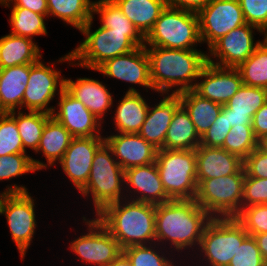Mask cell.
Masks as SVG:
<instances>
[{"instance_id":"obj_35","label":"cell","mask_w":267,"mask_h":266,"mask_svg":"<svg viewBox=\"0 0 267 266\" xmlns=\"http://www.w3.org/2000/svg\"><path fill=\"white\" fill-rule=\"evenodd\" d=\"M237 70L243 85L267 89V47L260 42L254 53Z\"/></svg>"},{"instance_id":"obj_16","label":"cell","mask_w":267,"mask_h":266,"mask_svg":"<svg viewBox=\"0 0 267 266\" xmlns=\"http://www.w3.org/2000/svg\"><path fill=\"white\" fill-rule=\"evenodd\" d=\"M58 91L59 110H54L52 117L61 123L74 138L102 137L100 135L102 122L65 89Z\"/></svg>"},{"instance_id":"obj_7","label":"cell","mask_w":267,"mask_h":266,"mask_svg":"<svg viewBox=\"0 0 267 266\" xmlns=\"http://www.w3.org/2000/svg\"><path fill=\"white\" fill-rule=\"evenodd\" d=\"M156 165L171 200H191L197 194L196 151L158 149Z\"/></svg>"},{"instance_id":"obj_34","label":"cell","mask_w":267,"mask_h":266,"mask_svg":"<svg viewBox=\"0 0 267 266\" xmlns=\"http://www.w3.org/2000/svg\"><path fill=\"white\" fill-rule=\"evenodd\" d=\"M95 13L100 15L102 27L125 33V36H143L113 0L94 1L93 14Z\"/></svg>"},{"instance_id":"obj_44","label":"cell","mask_w":267,"mask_h":266,"mask_svg":"<svg viewBox=\"0 0 267 266\" xmlns=\"http://www.w3.org/2000/svg\"><path fill=\"white\" fill-rule=\"evenodd\" d=\"M244 20L260 31L267 26V0H239Z\"/></svg>"},{"instance_id":"obj_42","label":"cell","mask_w":267,"mask_h":266,"mask_svg":"<svg viewBox=\"0 0 267 266\" xmlns=\"http://www.w3.org/2000/svg\"><path fill=\"white\" fill-rule=\"evenodd\" d=\"M228 266H267L253 236H248L238 248Z\"/></svg>"},{"instance_id":"obj_8","label":"cell","mask_w":267,"mask_h":266,"mask_svg":"<svg viewBox=\"0 0 267 266\" xmlns=\"http://www.w3.org/2000/svg\"><path fill=\"white\" fill-rule=\"evenodd\" d=\"M245 170L203 180L197 188L196 203L212 218L236 217L242 209Z\"/></svg>"},{"instance_id":"obj_18","label":"cell","mask_w":267,"mask_h":266,"mask_svg":"<svg viewBox=\"0 0 267 266\" xmlns=\"http://www.w3.org/2000/svg\"><path fill=\"white\" fill-rule=\"evenodd\" d=\"M104 143L103 137L73 138L58 162L79 191L86 185L94 155Z\"/></svg>"},{"instance_id":"obj_28","label":"cell","mask_w":267,"mask_h":266,"mask_svg":"<svg viewBox=\"0 0 267 266\" xmlns=\"http://www.w3.org/2000/svg\"><path fill=\"white\" fill-rule=\"evenodd\" d=\"M40 58V48L31 38L11 33L0 38V69L33 64Z\"/></svg>"},{"instance_id":"obj_22","label":"cell","mask_w":267,"mask_h":266,"mask_svg":"<svg viewBox=\"0 0 267 266\" xmlns=\"http://www.w3.org/2000/svg\"><path fill=\"white\" fill-rule=\"evenodd\" d=\"M196 151L197 184L210 178L235 174L243 160L223 148L199 146Z\"/></svg>"},{"instance_id":"obj_49","label":"cell","mask_w":267,"mask_h":266,"mask_svg":"<svg viewBox=\"0 0 267 266\" xmlns=\"http://www.w3.org/2000/svg\"><path fill=\"white\" fill-rule=\"evenodd\" d=\"M209 2L210 0H166V5L198 13Z\"/></svg>"},{"instance_id":"obj_43","label":"cell","mask_w":267,"mask_h":266,"mask_svg":"<svg viewBox=\"0 0 267 266\" xmlns=\"http://www.w3.org/2000/svg\"><path fill=\"white\" fill-rule=\"evenodd\" d=\"M267 204V179L248 177L243 183L242 207Z\"/></svg>"},{"instance_id":"obj_10","label":"cell","mask_w":267,"mask_h":266,"mask_svg":"<svg viewBox=\"0 0 267 266\" xmlns=\"http://www.w3.org/2000/svg\"><path fill=\"white\" fill-rule=\"evenodd\" d=\"M88 233L71 242L70 250L78 255L79 260L92 266H108L123 249L105 226L97 219L87 220ZM94 264V265H93Z\"/></svg>"},{"instance_id":"obj_12","label":"cell","mask_w":267,"mask_h":266,"mask_svg":"<svg viewBox=\"0 0 267 266\" xmlns=\"http://www.w3.org/2000/svg\"><path fill=\"white\" fill-rule=\"evenodd\" d=\"M34 201L28 191L8 193L0 208V215L4 214L7 218L12 240L19 250L22 260L31 245L37 225Z\"/></svg>"},{"instance_id":"obj_40","label":"cell","mask_w":267,"mask_h":266,"mask_svg":"<svg viewBox=\"0 0 267 266\" xmlns=\"http://www.w3.org/2000/svg\"><path fill=\"white\" fill-rule=\"evenodd\" d=\"M235 218L243 225L249 236L267 232V204L242 207Z\"/></svg>"},{"instance_id":"obj_9","label":"cell","mask_w":267,"mask_h":266,"mask_svg":"<svg viewBox=\"0 0 267 266\" xmlns=\"http://www.w3.org/2000/svg\"><path fill=\"white\" fill-rule=\"evenodd\" d=\"M249 236L235 218H211L204 228L198 250L209 266H228L241 243Z\"/></svg>"},{"instance_id":"obj_48","label":"cell","mask_w":267,"mask_h":266,"mask_svg":"<svg viewBox=\"0 0 267 266\" xmlns=\"http://www.w3.org/2000/svg\"><path fill=\"white\" fill-rule=\"evenodd\" d=\"M251 125L257 140L267 134V101L254 114Z\"/></svg>"},{"instance_id":"obj_21","label":"cell","mask_w":267,"mask_h":266,"mask_svg":"<svg viewBox=\"0 0 267 266\" xmlns=\"http://www.w3.org/2000/svg\"><path fill=\"white\" fill-rule=\"evenodd\" d=\"M125 185L129 189H135L133 190V197L136 193L138 194L135 199L132 198L131 200L154 205L171 201L163 188L156 162L126 169Z\"/></svg>"},{"instance_id":"obj_39","label":"cell","mask_w":267,"mask_h":266,"mask_svg":"<svg viewBox=\"0 0 267 266\" xmlns=\"http://www.w3.org/2000/svg\"><path fill=\"white\" fill-rule=\"evenodd\" d=\"M26 153L16 121L8 114L0 115V156Z\"/></svg>"},{"instance_id":"obj_47","label":"cell","mask_w":267,"mask_h":266,"mask_svg":"<svg viewBox=\"0 0 267 266\" xmlns=\"http://www.w3.org/2000/svg\"><path fill=\"white\" fill-rule=\"evenodd\" d=\"M10 2L12 8H26L37 14L48 15L47 0H9L3 6L10 7Z\"/></svg>"},{"instance_id":"obj_53","label":"cell","mask_w":267,"mask_h":266,"mask_svg":"<svg viewBox=\"0 0 267 266\" xmlns=\"http://www.w3.org/2000/svg\"><path fill=\"white\" fill-rule=\"evenodd\" d=\"M257 148L267 152V134L257 140Z\"/></svg>"},{"instance_id":"obj_54","label":"cell","mask_w":267,"mask_h":266,"mask_svg":"<svg viewBox=\"0 0 267 266\" xmlns=\"http://www.w3.org/2000/svg\"><path fill=\"white\" fill-rule=\"evenodd\" d=\"M261 33L262 35L264 34V39L261 42L267 47V26L263 30H261L260 34Z\"/></svg>"},{"instance_id":"obj_51","label":"cell","mask_w":267,"mask_h":266,"mask_svg":"<svg viewBox=\"0 0 267 266\" xmlns=\"http://www.w3.org/2000/svg\"><path fill=\"white\" fill-rule=\"evenodd\" d=\"M23 192H27V188H25V186L23 185L18 186L14 184V185L7 186L4 192L0 193V208L3 203L4 198L6 197L8 193H23Z\"/></svg>"},{"instance_id":"obj_52","label":"cell","mask_w":267,"mask_h":266,"mask_svg":"<svg viewBox=\"0 0 267 266\" xmlns=\"http://www.w3.org/2000/svg\"><path fill=\"white\" fill-rule=\"evenodd\" d=\"M108 266H133L129 258L122 252Z\"/></svg>"},{"instance_id":"obj_32","label":"cell","mask_w":267,"mask_h":266,"mask_svg":"<svg viewBox=\"0 0 267 266\" xmlns=\"http://www.w3.org/2000/svg\"><path fill=\"white\" fill-rule=\"evenodd\" d=\"M93 3L90 0H47L48 16L58 17L80 30L94 18Z\"/></svg>"},{"instance_id":"obj_13","label":"cell","mask_w":267,"mask_h":266,"mask_svg":"<svg viewBox=\"0 0 267 266\" xmlns=\"http://www.w3.org/2000/svg\"><path fill=\"white\" fill-rule=\"evenodd\" d=\"M40 60L30 64V74L24 92L23 106L29 111H40L52 115L55 108H48L47 106L53 100L58 90L57 87L59 86V90L64 89L65 78L61 77L60 71L52 69L49 65L45 66Z\"/></svg>"},{"instance_id":"obj_5","label":"cell","mask_w":267,"mask_h":266,"mask_svg":"<svg viewBox=\"0 0 267 266\" xmlns=\"http://www.w3.org/2000/svg\"><path fill=\"white\" fill-rule=\"evenodd\" d=\"M124 184L125 171L114 158L111 149L104 143L95 153L87 183L79 192L84 197L92 195L97 215L107 205L127 197L121 195L124 193L122 192Z\"/></svg>"},{"instance_id":"obj_3","label":"cell","mask_w":267,"mask_h":266,"mask_svg":"<svg viewBox=\"0 0 267 266\" xmlns=\"http://www.w3.org/2000/svg\"><path fill=\"white\" fill-rule=\"evenodd\" d=\"M107 205L96 218L118 241L122 249L156 242V205L125 198ZM150 241V242H149ZM148 242V243H147Z\"/></svg>"},{"instance_id":"obj_29","label":"cell","mask_w":267,"mask_h":266,"mask_svg":"<svg viewBox=\"0 0 267 266\" xmlns=\"http://www.w3.org/2000/svg\"><path fill=\"white\" fill-rule=\"evenodd\" d=\"M122 13L146 37L166 8V0H113Z\"/></svg>"},{"instance_id":"obj_2","label":"cell","mask_w":267,"mask_h":266,"mask_svg":"<svg viewBox=\"0 0 267 266\" xmlns=\"http://www.w3.org/2000/svg\"><path fill=\"white\" fill-rule=\"evenodd\" d=\"M211 216L195 201L171 200L156 205L155 235L157 246L168 241L178 252L199 247L205 226ZM165 241V242H163Z\"/></svg>"},{"instance_id":"obj_17","label":"cell","mask_w":267,"mask_h":266,"mask_svg":"<svg viewBox=\"0 0 267 266\" xmlns=\"http://www.w3.org/2000/svg\"><path fill=\"white\" fill-rule=\"evenodd\" d=\"M103 76L113 77L131 84H139L153 90L150 78L149 57L144 46L106 60L96 70Z\"/></svg>"},{"instance_id":"obj_4","label":"cell","mask_w":267,"mask_h":266,"mask_svg":"<svg viewBox=\"0 0 267 266\" xmlns=\"http://www.w3.org/2000/svg\"><path fill=\"white\" fill-rule=\"evenodd\" d=\"M92 21L93 18L80 29V32L85 35V40L58 62L69 61L70 64L77 60L78 63L71 64L96 70L106 60L127 54L145 45L144 36H125V33L113 32L102 26L91 32Z\"/></svg>"},{"instance_id":"obj_24","label":"cell","mask_w":267,"mask_h":266,"mask_svg":"<svg viewBox=\"0 0 267 266\" xmlns=\"http://www.w3.org/2000/svg\"><path fill=\"white\" fill-rule=\"evenodd\" d=\"M64 89L75 99L81 101L85 107L100 121L113 105L111 93L98 80L77 78L76 81L65 79Z\"/></svg>"},{"instance_id":"obj_25","label":"cell","mask_w":267,"mask_h":266,"mask_svg":"<svg viewBox=\"0 0 267 266\" xmlns=\"http://www.w3.org/2000/svg\"><path fill=\"white\" fill-rule=\"evenodd\" d=\"M74 137L54 117H50L45 124L42 136L35 152L43 153L47 164L32 158L33 165L37 171L46 169L60 161Z\"/></svg>"},{"instance_id":"obj_38","label":"cell","mask_w":267,"mask_h":266,"mask_svg":"<svg viewBox=\"0 0 267 266\" xmlns=\"http://www.w3.org/2000/svg\"><path fill=\"white\" fill-rule=\"evenodd\" d=\"M155 248H158L156 243L149 246L133 245L124 248L123 253L129 258L133 266H176L174 260L165 257L162 251L160 255V252Z\"/></svg>"},{"instance_id":"obj_46","label":"cell","mask_w":267,"mask_h":266,"mask_svg":"<svg viewBox=\"0 0 267 266\" xmlns=\"http://www.w3.org/2000/svg\"><path fill=\"white\" fill-rule=\"evenodd\" d=\"M243 167L246 176L267 179V152L256 148L243 160Z\"/></svg>"},{"instance_id":"obj_30","label":"cell","mask_w":267,"mask_h":266,"mask_svg":"<svg viewBox=\"0 0 267 266\" xmlns=\"http://www.w3.org/2000/svg\"><path fill=\"white\" fill-rule=\"evenodd\" d=\"M178 94L181 106L189 114L197 133L202 137L220 114L223 105L201 97L193 89Z\"/></svg>"},{"instance_id":"obj_37","label":"cell","mask_w":267,"mask_h":266,"mask_svg":"<svg viewBox=\"0 0 267 266\" xmlns=\"http://www.w3.org/2000/svg\"><path fill=\"white\" fill-rule=\"evenodd\" d=\"M221 148L244 160L257 148V139L252 125L233 126Z\"/></svg>"},{"instance_id":"obj_11","label":"cell","mask_w":267,"mask_h":266,"mask_svg":"<svg viewBox=\"0 0 267 266\" xmlns=\"http://www.w3.org/2000/svg\"><path fill=\"white\" fill-rule=\"evenodd\" d=\"M200 38L210 48L222 36L246 24L239 0H210L199 12Z\"/></svg>"},{"instance_id":"obj_50","label":"cell","mask_w":267,"mask_h":266,"mask_svg":"<svg viewBox=\"0 0 267 266\" xmlns=\"http://www.w3.org/2000/svg\"><path fill=\"white\" fill-rule=\"evenodd\" d=\"M261 251L264 262L267 264V232L257 235H252Z\"/></svg>"},{"instance_id":"obj_41","label":"cell","mask_w":267,"mask_h":266,"mask_svg":"<svg viewBox=\"0 0 267 266\" xmlns=\"http://www.w3.org/2000/svg\"><path fill=\"white\" fill-rule=\"evenodd\" d=\"M37 171L32 158L26 153L0 156V181Z\"/></svg>"},{"instance_id":"obj_31","label":"cell","mask_w":267,"mask_h":266,"mask_svg":"<svg viewBox=\"0 0 267 266\" xmlns=\"http://www.w3.org/2000/svg\"><path fill=\"white\" fill-rule=\"evenodd\" d=\"M197 133L189 114L180 106L174 113L164 141V149L192 150L200 146Z\"/></svg>"},{"instance_id":"obj_20","label":"cell","mask_w":267,"mask_h":266,"mask_svg":"<svg viewBox=\"0 0 267 266\" xmlns=\"http://www.w3.org/2000/svg\"><path fill=\"white\" fill-rule=\"evenodd\" d=\"M181 106L177 93H167L154 107L149 106L139 135L157 149H164V141L175 111Z\"/></svg>"},{"instance_id":"obj_23","label":"cell","mask_w":267,"mask_h":266,"mask_svg":"<svg viewBox=\"0 0 267 266\" xmlns=\"http://www.w3.org/2000/svg\"><path fill=\"white\" fill-rule=\"evenodd\" d=\"M267 101V89L242 85L235 95L222 106L229 125H251L252 117Z\"/></svg>"},{"instance_id":"obj_26","label":"cell","mask_w":267,"mask_h":266,"mask_svg":"<svg viewBox=\"0 0 267 266\" xmlns=\"http://www.w3.org/2000/svg\"><path fill=\"white\" fill-rule=\"evenodd\" d=\"M30 64L0 69L1 114L23 110V97L28 84Z\"/></svg>"},{"instance_id":"obj_33","label":"cell","mask_w":267,"mask_h":266,"mask_svg":"<svg viewBox=\"0 0 267 266\" xmlns=\"http://www.w3.org/2000/svg\"><path fill=\"white\" fill-rule=\"evenodd\" d=\"M8 112L16 121L18 131L23 144V149L30 148L37 150L46 121L52 116L51 114L40 111H28L29 113L18 110Z\"/></svg>"},{"instance_id":"obj_19","label":"cell","mask_w":267,"mask_h":266,"mask_svg":"<svg viewBox=\"0 0 267 266\" xmlns=\"http://www.w3.org/2000/svg\"><path fill=\"white\" fill-rule=\"evenodd\" d=\"M114 158L125 171L135 166H145L156 161L157 148L138 133H117L104 137Z\"/></svg>"},{"instance_id":"obj_55","label":"cell","mask_w":267,"mask_h":266,"mask_svg":"<svg viewBox=\"0 0 267 266\" xmlns=\"http://www.w3.org/2000/svg\"><path fill=\"white\" fill-rule=\"evenodd\" d=\"M9 0H0V4L3 5L5 3H7Z\"/></svg>"},{"instance_id":"obj_1","label":"cell","mask_w":267,"mask_h":266,"mask_svg":"<svg viewBox=\"0 0 267 266\" xmlns=\"http://www.w3.org/2000/svg\"><path fill=\"white\" fill-rule=\"evenodd\" d=\"M149 57L150 78L153 90L167 94L192 90L196 79L207 63V54L198 49H169L164 47H147ZM195 81V83H193ZM180 86V87H179Z\"/></svg>"},{"instance_id":"obj_56","label":"cell","mask_w":267,"mask_h":266,"mask_svg":"<svg viewBox=\"0 0 267 266\" xmlns=\"http://www.w3.org/2000/svg\"><path fill=\"white\" fill-rule=\"evenodd\" d=\"M0 115H1V98H0Z\"/></svg>"},{"instance_id":"obj_36","label":"cell","mask_w":267,"mask_h":266,"mask_svg":"<svg viewBox=\"0 0 267 266\" xmlns=\"http://www.w3.org/2000/svg\"><path fill=\"white\" fill-rule=\"evenodd\" d=\"M45 17L48 15L37 14L26 8H12L9 19L11 34L31 39L35 35H47Z\"/></svg>"},{"instance_id":"obj_14","label":"cell","mask_w":267,"mask_h":266,"mask_svg":"<svg viewBox=\"0 0 267 266\" xmlns=\"http://www.w3.org/2000/svg\"><path fill=\"white\" fill-rule=\"evenodd\" d=\"M253 29L261 32L257 27L246 23L222 36L209 48L211 56L207 54V62L221 67L237 68L254 53L261 42L259 40L254 43ZM211 57L218 59L217 62Z\"/></svg>"},{"instance_id":"obj_15","label":"cell","mask_w":267,"mask_h":266,"mask_svg":"<svg viewBox=\"0 0 267 266\" xmlns=\"http://www.w3.org/2000/svg\"><path fill=\"white\" fill-rule=\"evenodd\" d=\"M193 89L201 97L225 105L242 87L243 81L237 68L221 67L207 62L202 68Z\"/></svg>"},{"instance_id":"obj_27","label":"cell","mask_w":267,"mask_h":266,"mask_svg":"<svg viewBox=\"0 0 267 266\" xmlns=\"http://www.w3.org/2000/svg\"><path fill=\"white\" fill-rule=\"evenodd\" d=\"M114 114L118 133H139L150 105L132 86L119 101Z\"/></svg>"},{"instance_id":"obj_45","label":"cell","mask_w":267,"mask_h":266,"mask_svg":"<svg viewBox=\"0 0 267 266\" xmlns=\"http://www.w3.org/2000/svg\"><path fill=\"white\" fill-rule=\"evenodd\" d=\"M231 128L227 115H222L220 113L212 126L201 137L200 145L221 148Z\"/></svg>"},{"instance_id":"obj_6","label":"cell","mask_w":267,"mask_h":266,"mask_svg":"<svg viewBox=\"0 0 267 266\" xmlns=\"http://www.w3.org/2000/svg\"><path fill=\"white\" fill-rule=\"evenodd\" d=\"M197 43H202L198 13L169 6L162 11L145 37L148 47L184 50L196 49Z\"/></svg>"}]
</instances>
